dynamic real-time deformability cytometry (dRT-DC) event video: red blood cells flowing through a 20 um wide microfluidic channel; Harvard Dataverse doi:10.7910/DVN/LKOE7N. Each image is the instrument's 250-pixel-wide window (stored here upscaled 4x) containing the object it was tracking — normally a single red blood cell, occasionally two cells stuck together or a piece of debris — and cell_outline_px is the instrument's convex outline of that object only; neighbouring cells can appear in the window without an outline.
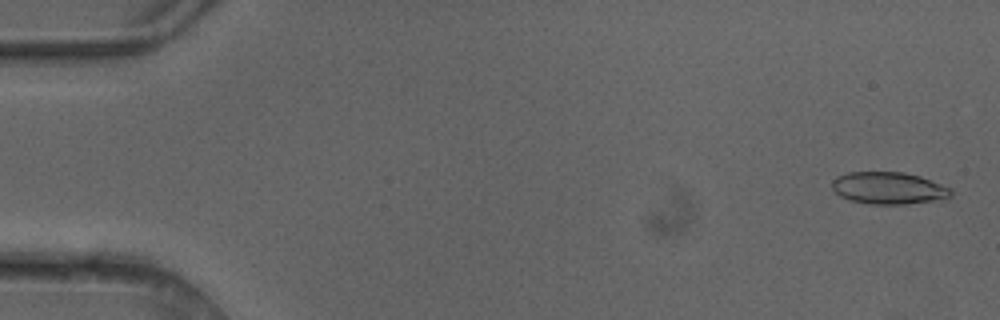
{"species": "common noctule bat (a hibernating species)", "species_latin": "Nyctalus noctula", "temperature_condition": "cold", "stored_images_in_passage": 8, "camera_frame_rate_fps": 3000, "um_per_image_px": 0.085, "animal": {"sex": "female"}, "frame": {"image": 1, "passage_image": 1, "time_ms": 0.0, "image_size_px": [1000, 320], "cell_outline_px": [[952, 196], [944, 200], [904, 204], [868, 204], [848, 200], [840, 196], [832, 188], [832, 180], [836, 176], [848, 172], [904, 172], [920, 176], [952, 188]], "centroid_in_image_um": [75.56, 15.99], "position_along_channel_um": 9.4, "area_um2": 22.6}}
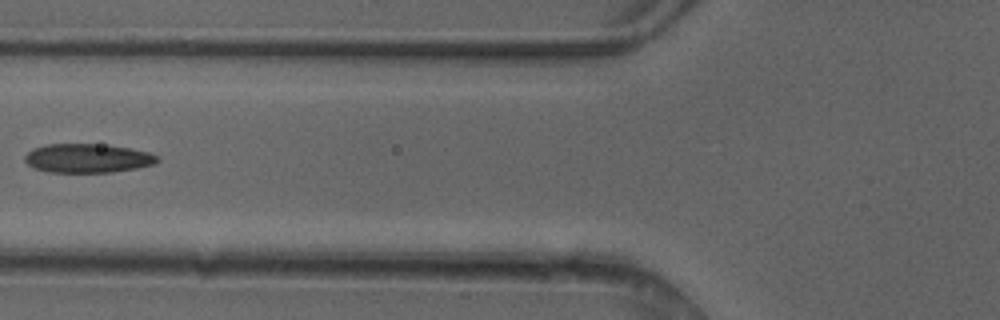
{"frame": {"image": 2, "passage_image": 6, "time_ms": 1.667, "image_size_px": [1000, 320], "cell_outline_px": [[160, 160], [156, 164], [136, 168], [112, 172], [48, 172], [36, 168], [28, 164], [24, 160], [24, 156], [32, 148], [48, 144], [96, 144], [128, 148], [148, 152], [156, 156]], "centroid_in_image_um": [7.43, 13.45], "position_along_channel_um": 118.4, "area_um2": 22.2}}
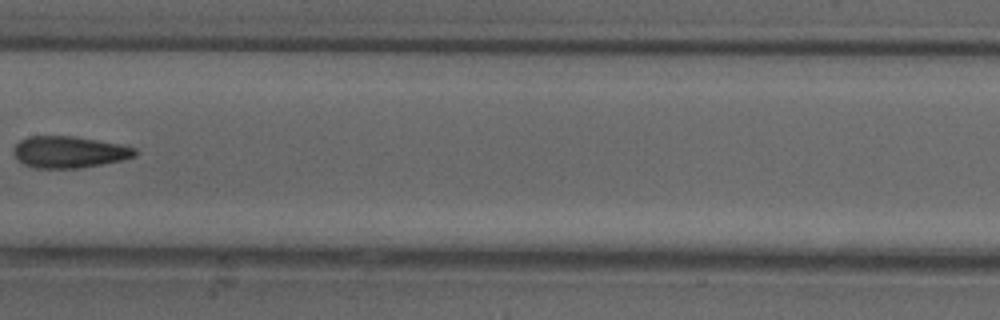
{"frame": {"image": 3, "passage_image": 8, "time_ms": 2.333, "image_size_px": [1000, 320], "cell_outline_px": [[140, 152], [136, 156], [124, 160], [80, 168], [36, 168], [24, 164], [12, 152], [16, 144], [20, 140], [28, 136], [76, 136], [120, 144], [136, 148]], "centroid_in_image_um": [5.93, 12.92], "position_along_channel_um": 201.5, "area_um2": 22.54}}